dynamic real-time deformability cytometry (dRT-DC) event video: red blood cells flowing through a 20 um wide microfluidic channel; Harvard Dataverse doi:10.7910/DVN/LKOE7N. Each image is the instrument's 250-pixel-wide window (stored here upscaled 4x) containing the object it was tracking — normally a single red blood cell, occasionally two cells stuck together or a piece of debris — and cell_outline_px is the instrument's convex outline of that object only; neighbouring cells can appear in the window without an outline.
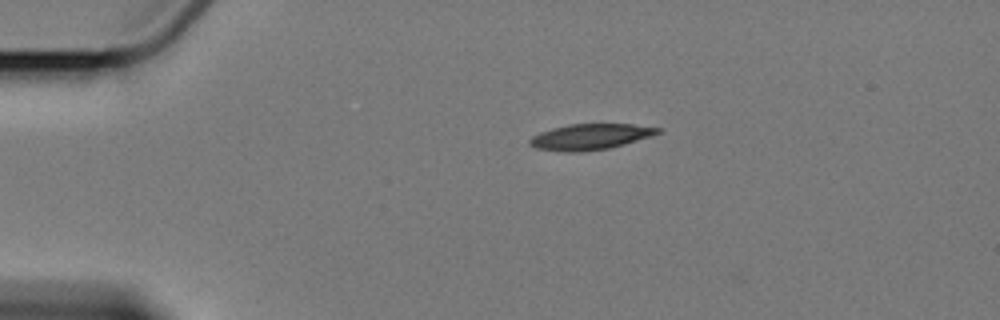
{"species": "Egyptian fruit bat (a non-hibernating species)", "species_latin": "Rousettus aegyptiacus", "temperature_condition": "cold", "stored_images_in_passage": 5, "camera_frame_rate_fps": 3000, "um_per_image_px": 0.085, "animal": {"sex": "female"}, "frame": {"image": 1, "passage_image": 1, "time_ms": 0.0, "image_size_px": [1000, 320], "cell_outline_px": [[660, 132], [652, 136], [624, 144], [608, 148], [580, 152], [564, 152], [536, 148], [528, 144], [528, 140], [532, 136], [540, 132], [552, 128], [568, 124], [632, 124], [660, 128]], "centroid_in_image_um": [50.13, 11.62], "position_along_channel_um": 34.9, "area_um2": 19.25}}
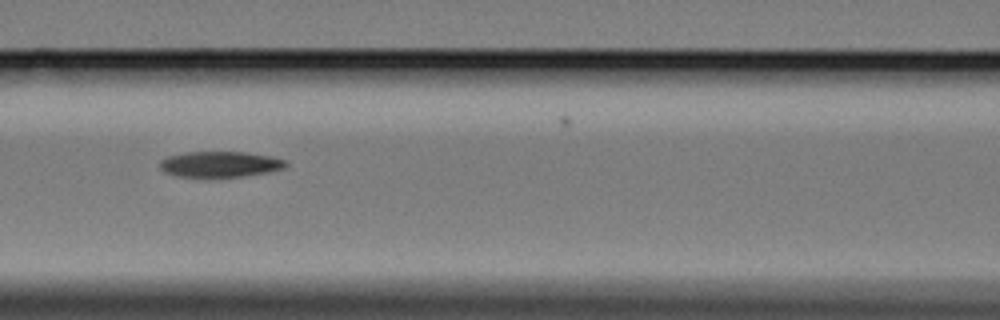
{"frame": {"image": 2, "passage_image": 4, "time_ms": 4.667, "image_size_px": [1000, 320], "cell_outline_px": [[288, 164], [284, 168], [268, 172], [244, 176], [172, 176], [164, 172], [160, 168], [160, 160], [168, 156], [188, 152], [244, 152], [272, 156], [288, 160]], "centroid_in_image_um": [18.73, 13.95], "position_along_channel_um": 147.9, "area_um2": 18.84}}
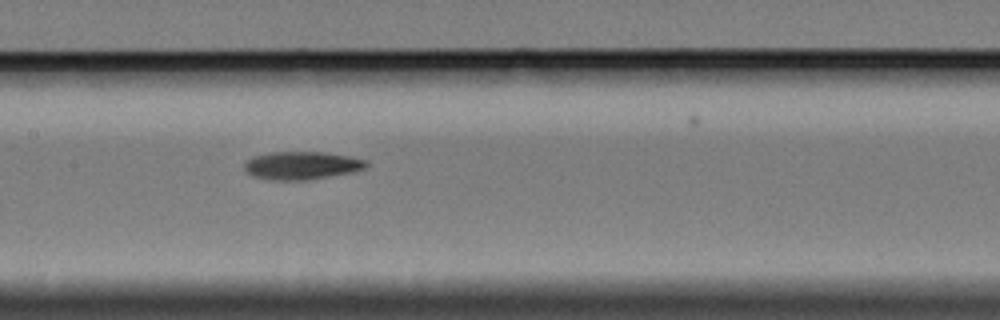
{"frame": {"image": 3, "passage_image": 5, "time_ms": 5.667, "image_size_px": [1000, 320], "cell_outline_px": [[368, 164], [364, 168], [352, 172], [308, 180], [272, 180], [252, 176], [244, 172], [244, 164], [252, 156], [272, 152], [324, 152], [348, 156], [368, 160]], "centroid_in_image_um": [25.61, 14.07], "position_along_channel_um": 181.8, "area_um2": 19.94}}